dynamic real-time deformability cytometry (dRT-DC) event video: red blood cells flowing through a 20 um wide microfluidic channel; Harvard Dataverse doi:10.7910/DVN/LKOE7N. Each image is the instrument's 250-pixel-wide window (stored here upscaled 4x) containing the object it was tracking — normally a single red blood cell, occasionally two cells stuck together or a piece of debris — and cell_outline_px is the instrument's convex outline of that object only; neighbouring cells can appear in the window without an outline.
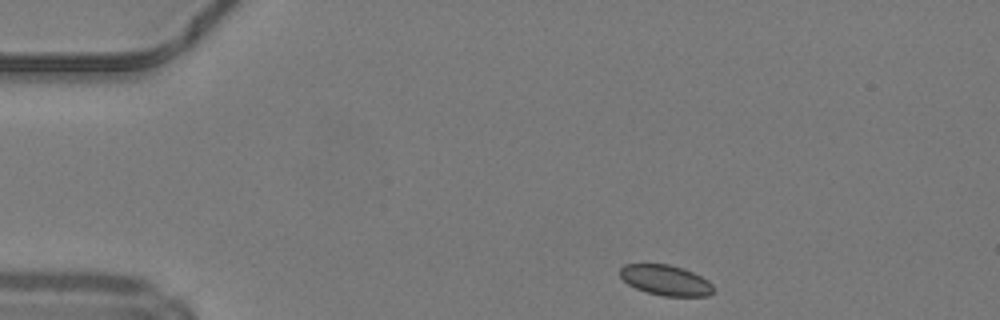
{"species": "common noctule bat (a hibernating species)", "species_latin": "Nyctalus noctula", "temperature_condition": "warm", "stored_images_in_passage": 42, "camera_frame_rate_fps": 3000, "um_per_image_px": 0.085, "animal": {"sex": "male", "body_mass_g": 19.2, "forearm_length_mm": 51.8}, "frame": {"image": 1, "passage_image": 1, "time_ms": 0.0, "image_size_px": [1000, 320], "cell_outline_px": [[712, 292], [708, 296], [664, 296], [648, 292], [636, 288], [628, 284], [620, 276], [620, 268], [624, 264], [668, 264], [684, 268], [708, 280], [712, 284]], "centroid_in_image_um": [56.57, 23.81], "position_along_channel_um": 28.4, "area_um2": 16.42}}
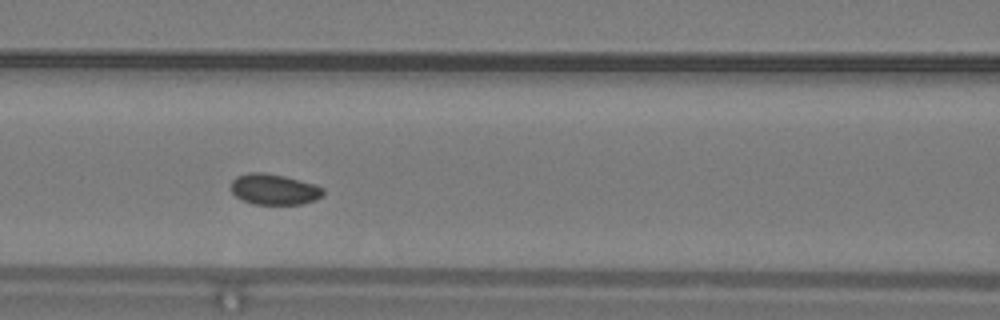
{"frame": {"image": 2, "passage_image": 14, "time_ms": 4.333, "image_size_px": [1000, 320], "cell_outline_px": [[324, 196], [316, 200], [304, 204], [252, 204], [236, 196], [232, 192], [232, 180], [236, 176], [248, 172], [264, 172], [284, 176], [316, 184], [324, 188]], "centroid_in_image_um": [23.34, 16.09], "position_along_channel_um": 143.3, "area_um2": 16.7}}
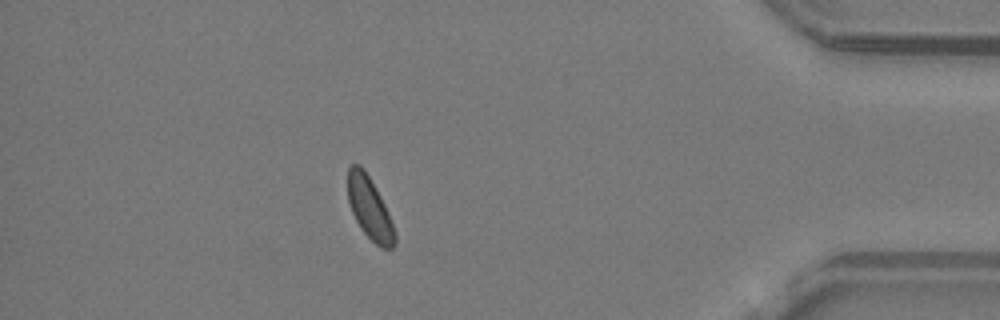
{"frame": {"image": 3, "passage_image": 36, "time_ms": 11.667, "image_size_px": [1000, 320], "cell_outline_px": [[396, 244], [392, 248], [380, 248], [360, 228], [352, 212], [348, 200], [348, 168], [352, 164], [360, 164], [364, 168], [376, 188], [388, 212], [396, 232]], "centroid_in_image_um": [31.43, 17.7], "position_along_channel_um": 403.8, "area_um2": 16.99}}